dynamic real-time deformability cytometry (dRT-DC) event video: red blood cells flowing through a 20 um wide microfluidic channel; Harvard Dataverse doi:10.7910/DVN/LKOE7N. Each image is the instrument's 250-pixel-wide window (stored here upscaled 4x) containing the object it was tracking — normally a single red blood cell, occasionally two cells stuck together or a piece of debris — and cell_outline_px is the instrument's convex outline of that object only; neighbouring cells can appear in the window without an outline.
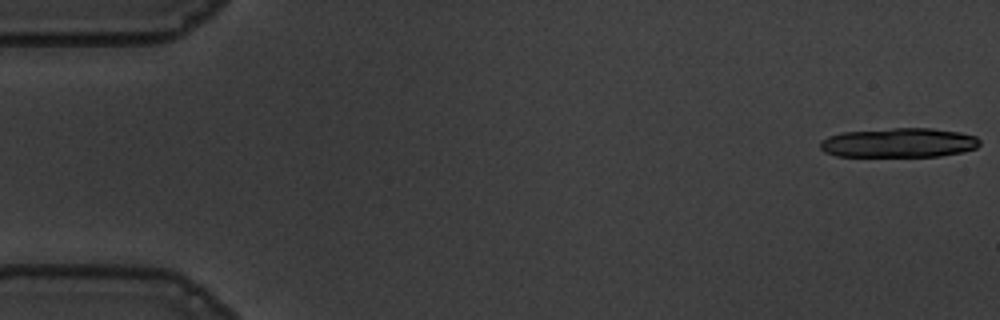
{"species": "common noctule bat (a hibernating species)", "species_latin": "Nyctalus noctula", "temperature_condition": "warm", "stored_images_in_passage": 16, "camera_frame_rate_fps": 3000, "um_per_image_px": 0.085, "animal": {"sex": "male", "body_mass_g": 19.5, "forearm_length_mm": 54.6}, "frame": {"image": 1, "passage_image": 1, "time_ms": 0.0, "image_size_px": [1000, 320], "cell_outline_px": [[980, 144], [976, 148], [960, 152], [940, 156], [836, 156], [824, 152], [820, 148], [820, 140], [828, 136], [840, 132], [892, 128], [932, 128], [960, 132], [976, 136], [980, 140]], "centroid_in_image_um": [76.38, 12.12], "position_along_channel_um": 8.6, "area_um2": 27.51}}